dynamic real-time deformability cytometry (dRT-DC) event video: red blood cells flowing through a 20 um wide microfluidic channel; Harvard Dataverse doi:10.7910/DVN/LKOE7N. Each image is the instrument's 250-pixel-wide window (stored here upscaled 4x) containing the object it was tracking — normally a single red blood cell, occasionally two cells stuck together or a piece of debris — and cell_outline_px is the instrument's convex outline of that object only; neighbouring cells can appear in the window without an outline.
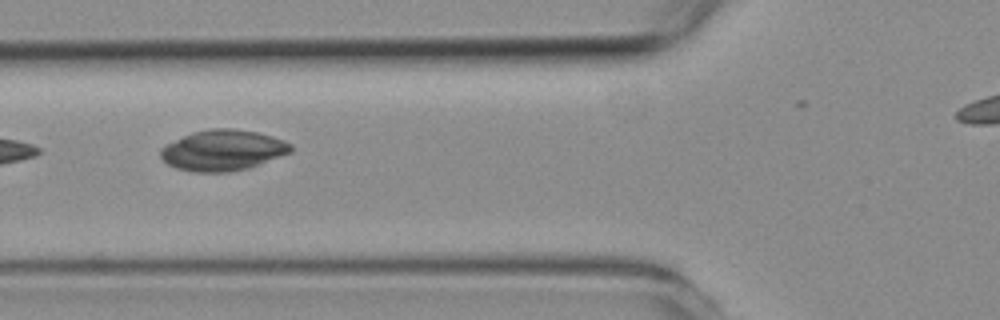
{"species": "common noctule bat (a hibernating species)", "species_latin": "Nyctalus noctula", "temperature_condition": "room temperature", "stored_images_in_passage": 6, "camera_frame_rate_fps": 3000, "um_per_image_px": 0.085, "animal": {"sex": "female", "body_mass_g": 19.3, "forearm_length_mm": 54.1}, "frame": {"image": 1, "passage_image": 4, "time_ms": 4.667, "image_size_px": [1000, 320], "cell_outline_px": [[292, 152], [248, 168], [228, 172], [192, 172], [176, 168], [168, 164], [160, 156], [160, 148], [192, 132], [212, 128], [232, 128], [256, 132], [272, 136], [284, 140], [292, 144]], "centroid_in_image_um": [18.96, 12.77], "position_along_channel_um": 106.8, "area_um2": 30.81}}
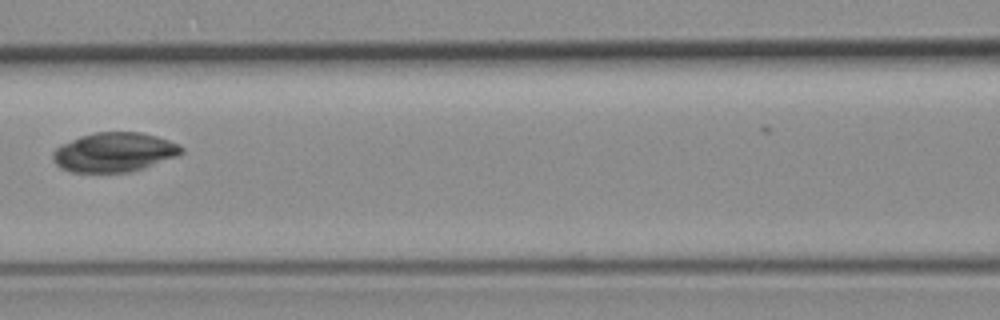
{"frame": {"image": 2, "passage_image": 5, "time_ms": 6.0, "image_size_px": [1000, 320], "cell_outline_px": [[184, 152], [180, 156], [144, 168], [128, 172], [72, 172], [60, 168], [52, 160], [52, 152], [56, 148], [80, 136], [96, 132], [140, 132], [156, 136], [180, 144], [184, 148]], "centroid_in_image_um": [9.75, 12.94], "position_along_channel_um": 156.8, "area_um2": 29.65}}